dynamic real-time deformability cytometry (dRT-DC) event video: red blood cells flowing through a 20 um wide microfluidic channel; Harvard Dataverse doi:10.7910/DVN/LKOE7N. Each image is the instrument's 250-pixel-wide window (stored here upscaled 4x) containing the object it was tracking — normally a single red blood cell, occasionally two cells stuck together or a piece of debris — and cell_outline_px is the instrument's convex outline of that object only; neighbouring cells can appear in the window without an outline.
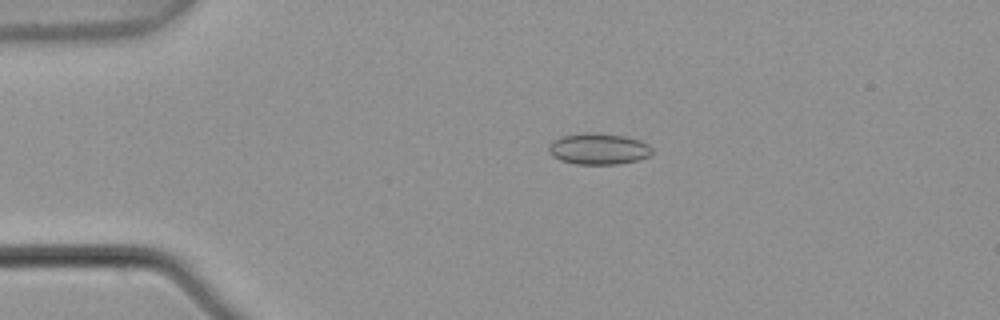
{"species": "common noctule bat (a hibernating species)", "species_latin": "Nyctalus noctula", "temperature_condition": "warm", "stored_images_in_passage": 3, "camera_frame_rate_fps": 3000, "um_per_image_px": 0.085, "animal": {"sex": "male", "body_mass_g": 21.5, "forearm_length_mm": 52.0}, "frame": {"image": 1, "passage_image": 2, "time_ms": 0.333, "image_size_px": [1000, 320], "cell_outline_px": [[652, 152], [648, 156], [636, 160], [620, 164], [576, 164], [560, 160], [552, 156], [548, 152], [548, 144], [552, 140], [564, 136], [584, 132], [588, 132], [624, 136], [640, 140], [648, 144], [652, 148]], "centroid_in_image_um": [50.84, 12.65], "position_along_channel_um": 34.2, "area_um2": 18.84}}